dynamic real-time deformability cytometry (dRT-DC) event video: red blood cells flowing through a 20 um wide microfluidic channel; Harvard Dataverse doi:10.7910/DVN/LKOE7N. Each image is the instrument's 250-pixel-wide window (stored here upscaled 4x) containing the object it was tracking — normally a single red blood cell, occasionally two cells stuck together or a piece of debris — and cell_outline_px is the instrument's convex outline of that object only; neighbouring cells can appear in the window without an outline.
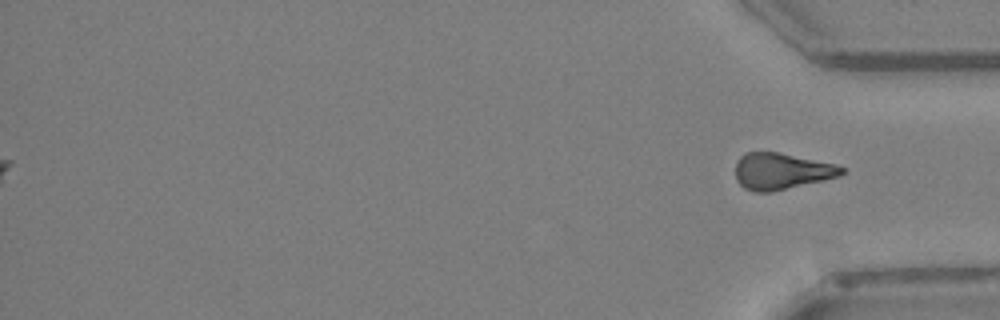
{"species": "Egyptian fruit bat (a non-hibernating species)", "species_latin": "Rousettus aegyptiacus", "temperature_condition": "warm", "stored_images_in_passage": 31, "camera_frame_rate_fps": 3000, "um_per_image_px": 0.085, "animal": {"sex": "female"}, "frame": {"image": 1, "passage_image": 31, "time_ms": 10.0, "image_size_px": [1000, 320], "cell_outline_px": [[848, 172], [840, 176], [824, 180], [772, 192], [752, 192], [744, 188], [736, 180], [736, 164], [740, 156], [744, 152], [776, 152], [836, 164], [848, 168]], "centroid_in_image_um": [66.46, 14.56], "position_along_channel_um": 368.7, "area_um2": 22.77}}